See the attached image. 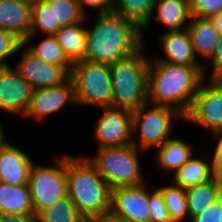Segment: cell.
<instances>
[{
	"label": "cell",
	"mask_w": 222,
	"mask_h": 222,
	"mask_svg": "<svg viewBox=\"0 0 222 222\" xmlns=\"http://www.w3.org/2000/svg\"><path fill=\"white\" fill-rule=\"evenodd\" d=\"M70 77L76 104L96 107L112 106L110 65L82 60L73 64Z\"/></svg>",
	"instance_id": "7"
},
{
	"label": "cell",
	"mask_w": 222,
	"mask_h": 222,
	"mask_svg": "<svg viewBox=\"0 0 222 222\" xmlns=\"http://www.w3.org/2000/svg\"><path fill=\"white\" fill-rule=\"evenodd\" d=\"M34 216L55 204L68 194L66 154H62L54 166L32 163L28 181Z\"/></svg>",
	"instance_id": "8"
},
{
	"label": "cell",
	"mask_w": 222,
	"mask_h": 222,
	"mask_svg": "<svg viewBox=\"0 0 222 222\" xmlns=\"http://www.w3.org/2000/svg\"><path fill=\"white\" fill-rule=\"evenodd\" d=\"M146 184L111 189L110 215L125 222H151Z\"/></svg>",
	"instance_id": "10"
},
{
	"label": "cell",
	"mask_w": 222,
	"mask_h": 222,
	"mask_svg": "<svg viewBox=\"0 0 222 222\" xmlns=\"http://www.w3.org/2000/svg\"><path fill=\"white\" fill-rule=\"evenodd\" d=\"M3 127L2 125H0V145L5 141V135H4V131H3Z\"/></svg>",
	"instance_id": "41"
},
{
	"label": "cell",
	"mask_w": 222,
	"mask_h": 222,
	"mask_svg": "<svg viewBox=\"0 0 222 222\" xmlns=\"http://www.w3.org/2000/svg\"><path fill=\"white\" fill-rule=\"evenodd\" d=\"M163 196L172 222H181L188 216L186 191L175 185L158 188Z\"/></svg>",
	"instance_id": "30"
},
{
	"label": "cell",
	"mask_w": 222,
	"mask_h": 222,
	"mask_svg": "<svg viewBox=\"0 0 222 222\" xmlns=\"http://www.w3.org/2000/svg\"><path fill=\"white\" fill-rule=\"evenodd\" d=\"M219 34H222V11L209 18Z\"/></svg>",
	"instance_id": "39"
},
{
	"label": "cell",
	"mask_w": 222,
	"mask_h": 222,
	"mask_svg": "<svg viewBox=\"0 0 222 222\" xmlns=\"http://www.w3.org/2000/svg\"><path fill=\"white\" fill-rule=\"evenodd\" d=\"M39 31L45 35L55 34L54 4H49L46 0H32L30 35L22 44H29L32 37H35Z\"/></svg>",
	"instance_id": "26"
},
{
	"label": "cell",
	"mask_w": 222,
	"mask_h": 222,
	"mask_svg": "<svg viewBox=\"0 0 222 222\" xmlns=\"http://www.w3.org/2000/svg\"><path fill=\"white\" fill-rule=\"evenodd\" d=\"M31 157L20 148L5 141L0 145V174L10 185L28 184L32 166Z\"/></svg>",
	"instance_id": "16"
},
{
	"label": "cell",
	"mask_w": 222,
	"mask_h": 222,
	"mask_svg": "<svg viewBox=\"0 0 222 222\" xmlns=\"http://www.w3.org/2000/svg\"><path fill=\"white\" fill-rule=\"evenodd\" d=\"M32 0L0 1V28L13 33L22 42L30 35Z\"/></svg>",
	"instance_id": "17"
},
{
	"label": "cell",
	"mask_w": 222,
	"mask_h": 222,
	"mask_svg": "<svg viewBox=\"0 0 222 222\" xmlns=\"http://www.w3.org/2000/svg\"><path fill=\"white\" fill-rule=\"evenodd\" d=\"M188 218L197 216L222 195V182L211 180L185 189Z\"/></svg>",
	"instance_id": "23"
},
{
	"label": "cell",
	"mask_w": 222,
	"mask_h": 222,
	"mask_svg": "<svg viewBox=\"0 0 222 222\" xmlns=\"http://www.w3.org/2000/svg\"><path fill=\"white\" fill-rule=\"evenodd\" d=\"M22 49V41L13 33L0 28V68L9 67L7 59Z\"/></svg>",
	"instance_id": "31"
},
{
	"label": "cell",
	"mask_w": 222,
	"mask_h": 222,
	"mask_svg": "<svg viewBox=\"0 0 222 222\" xmlns=\"http://www.w3.org/2000/svg\"><path fill=\"white\" fill-rule=\"evenodd\" d=\"M153 17L166 27L167 32L181 31L187 27L188 19H191L189 0H157L151 19Z\"/></svg>",
	"instance_id": "18"
},
{
	"label": "cell",
	"mask_w": 222,
	"mask_h": 222,
	"mask_svg": "<svg viewBox=\"0 0 222 222\" xmlns=\"http://www.w3.org/2000/svg\"><path fill=\"white\" fill-rule=\"evenodd\" d=\"M3 183V178H2V176H1V174H0V185Z\"/></svg>",
	"instance_id": "43"
},
{
	"label": "cell",
	"mask_w": 222,
	"mask_h": 222,
	"mask_svg": "<svg viewBox=\"0 0 222 222\" xmlns=\"http://www.w3.org/2000/svg\"><path fill=\"white\" fill-rule=\"evenodd\" d=\"M187 30L194 52L208 60L218 43L219 33L209 18L193 17L189 20Z\"/></svg>",
	"instance_id": "19"
},
{
	"label": "cell",
	"mask_w": 222,
	"mask_h": 222,
	"mask_svg": "<svg viewBox=\"0 0 222 222\" xmlns=\"http://www.w3.org/2000/svg\"><path fill=\"white\" fill-rule=\"evenodd\" d=\"M92 29H87L85 60L113 64L126 59L145 44L141 29L114 12L97 14Z\"/></svg>",
	"instance_id": "2"
},
{
	"label": "cell",
	"mask_w": 222,
	"mask_h": 222,
	"mask_svg": "<svg viewBox=\"0 0 222 222\" xmlns=\"http://www.w3.org/2000/svg\"><path fill=\"white\" fill-rule=\"evenodd\" d=\"M221 197L211 203L197 216L191 217V222H221Z\"/></svg>",
	"instance_id": "34"
},
{
	"label": "cell",
	"mask_w": 222,
	"mask_h": 222,
	"mask_svg": "<svg viewBox=\"0 0 222 222\" xmlns=\"http://www.w3.org/2000/svg\"><path fill=\"white\" fill-rule=\"evenodd\" d=\"M81 11L86 15L85 5L98 10V14H105L112 12L113 0H77Z\"/></svg>",
	"instance_id": "37"
},
{
	"label": "cell",
	"mask_w": 222,
	"mask_h": 222,
	"mask_svg": "<svg viewBox=\"0 0 222 222\" xmlns=\"http://www.w3.org/2000/svg\"><path fill=\"white\" fill-rule=\"evenodd\" d=\"M25 46L43 62L61 66L70 75L73 64L66 57L54 35L45 36L38 45L29 44Z\"/></svg>",
	"instance_id": "27"
},
{
	"label": "cell",
	"mask_w": 222,
	"mask_h": 222,
	"mask_svg": "<svg viewBox=\"0 0 222 222\" xmlns=\"http://www.w3.org/2000/svg\"><path fill=\"white\" fill-rule=\"evenodd\" d=\"M66 172L68 196L86 222L110 215L111 188L87 156L66 154Z\"/></svg>",
	"instance_id": "3"
},
{
	"label": "cell",
	"mask_w": 222,
	"mask_h": 222,
	"mask_svg": "<svg viewBox=\"0 0 222 222\" xmlns=\"http://www.w3.org/2000/svg\"><path fill=\"white\" fill-rule=\"evenodd\" d=\"M33 88L14 67L0 68V109L25 117Z\"/></svg>",
	"instance_id": "12"
},
{
	"label": "cell",
	"mask_w": 222,
	"mask_h": 222,
	"mask_svg": "<svg viewBox=\"0 0 222 222\" xmlns=\"http://www.w3.org/2000/svg\"><path fill=\"white\" fill-rule=\"evenodd\" d=\"M203 69L204 66L150 61L147 103L174 108L185 117L205 79Z\"/></svg>",
	"instance_id": "1"
},
{
	"label": "cell",
	"mask_w": 222,
	"mask_h": 222,
	"mask_svg": "<svg viewBox=\"0 0 222 222\" xmlns=\"http://www.w3.org/2000/svg\"><path fill=\"white\" fill-rule=\"evenodd\" d=\"M145 45L132 56L110 64L112 107L136 110L147 103L150 56Z\"/></svg>",
	"instance_id": "4"
},
{
	"label": "cell",
	"mask_w": 222,
	"mask_h": 222,
	"mask_svg": "<svg viewBox=\"0 0 222 222\" xmlns=\"http://www.w3.org/2000/svg\"><path fill=\"white\" fill-rule=\"evenodd\" d=\"M37 222H86L68 194L36 216Z\"/></svg>",
	"instance_id": "28"
},
{
	"label": "cell",
	"mask_w": 222,
	"mask_h": 222,
	"mask_svg": "<svg viewBox=\"0 0 222 222\" xmlns=\"http://www.w3.org/2000/svg\"><path fill=\"white\" fill-rule=\"evenodd\" d=\"M205 78L197 91L194 102L184 117L213 134L222 131V79Z\"/></svg>",
	"instance_id": "9"
},
{
	"label": "cell",
	"mask_w": 222,
	"mask_h": 222,
	"mask_svg": "<svg viewBox=\"0 0 222 222\" xmlns=\"http://www.w3.org/2000/svg\"><path fill=\"white\" fill-rule=\"evenodd\" d=\"M95 127L98 148L125 146L132 143V111L119 107H103Z\"/></svg>",
	"instance_id": "11"
},
{
	"label": "cell",
	"mask_w": 222,
	"mask_h": 222,
	"mask_svg": "<svg viewBox=\"0 0 222 222\" xmlns=\"http://www.w3.org/2000/svg\"><path fill=\"white\" fill-rule=\"evenodd\" d=\"M173 185L187 189L213 178L211 162L201 158H191L175 173Z\"/></svg>",
	"instance_id": "25"
},
{
	"label": "cell",
	"mask_w": 222,
	"mask_h": 222,
	"mask_svg": "<svg viewBox=\"0 0 222 222\" xmlns=\"http://www.w3.org/2000/svg\"><path fill=\"white\" fill-rule=\"evenodd\" d=\"M138 152L140 150L130 143L125 146L101 147L94 157H87L109 187L114 189L144 183Z\"/></svg>",
	"instance_id": "5"
},
{
	"label": "cell",
	"mask_w": 222,
	"mask_h": 222,
	"mask_svg": "<svg viewBox=\"0 0 222 222\" xmlns=\"http://www.w3.org/2000/svg\"><path fill=\"white\" fill-rule=\"evenodd\" d=\"M89 222H125V221L119 220L111 215H107V216L92 219Z\"/></svg>",
	"instance_id": "40"
},
{
	"label": "cell",
	"mask_w": 222,
	"mask_h": 222,
	"mask_svg": "<svg viewBox=\"0 0 222 222\" xmlns=\"http://www.w3.org/2000/svg\"><path fill=\"white\" fill-rule=\"evenodd\" d=\"M175 119L184 121L185 118L176 109L168 106L149 103L141 105L132 111V144L143 151L160 147L170 138L172 122Z\"/></svg>",
	"instance_id": "6"
},
{
	"label": "cell",
	"mask_w": 222,
	"mask_h": 222,
	"mask_svg": "<svg viewBox=\"0 0 222 222\" xmlns=\"http://www.w3.org/2000/svg\"><path fill=\"white\" fill-rule=\"evenodd\" d=\"M191 146L181 138L167 139L156 151L155 164L176 172L192 158Z\"/></svg>",
	"instance_id": "22"
},
{
	"label": "cell",
	"mask_w": 222,
	"mask_h": 222,
	"mask_svg": "<svg viewBox=\"0 0 222 222\" xmlns=\"http://www.w3.org/2000/svg\"><path fill=\"white\" fill-rule=\"evenodd\" d=\"M66 104H76L74 84L70 76L56 86L33 90L25 117H34L39 121L59 112Z\"/></svg>",
	"instance_id": "13"
},
{
	"label": "cell",
	"mask_w": 222,
	"mask_h": 222,
	"mask_svg": "<svg viewBox=\"0 0 222 222\" xmlns=\"http://www.w3.org/2000/svg\"><path fill=\"white\" fill-rule=\"evenodd\" d=\"M0 213L34 216V207L28 184L0 185Z\"/></svg>",
	"instance_id": "20"
},
{
	"label": "cell",
	"mask_w": 222,
	"mask_h": 222,
	"mask_svg": "<svg viewBox=\"0 0 222 222\" xmlns=\"http://www.w3.org/2000/svg\"><path fill=\"white\" fill-rule=\"evenodd\" d=\"M208 60L212 64L209 79H222V34H219L218 43Z\"/></svg>",
	"instance_id": "35"
},
{
	"label": "cell",
	"mask_w": 222,
	"mask_h": 222,
	"mask_svg": "<svg viewBox=\"0 0 222 222\" xmlns=\"http://www.w3.org/2000/svg\"><path fill=\"white\" fill-rule=\"evenodd\" d=\"M193 17L210 18L222 11V0H189Z\"/></svg>",
	"instance_id": "32"
},
{
	"label": "cell",
	"mask_w": 222,
	"mask_h": 222,
	"mask_svg": "<svg viewBox=\"0 0 222 222\" xmlns=\"http://www.w3.org/2000/svg\"><path fill=\"white\" fill-rule=\"evenodd\" d=\"M218 138L214 154L211 159L213 177L222 182V131L214 133V138Z\"/></svg>",
	"instance_id": "36"
},
{
	"label": "cell",
	"mask_w": 222,
	"mask_h": 222,
	"mask_svg": "<svg viewBox=\"0 0 222 222\" xmlns=\"http://www.w3.org/2000/svg\"><path fill=\"white\" fill-rule=\"evenodd\" d=\"M0 222H37L36 216L0 213Z\"/></svg>",
	"instance_id": "38"
},
{
	"label": "cell",
	"mask_w": 222,
	"mask_h": 222,
	"mask_svg": "<svg viewBox=\"0 0 222 222\" xmlns=\"http://www.w3.org/2000/svg\"><path fill=\"white\" fill-rule=\"evenodd\" d=\"M49 4H54L55 33L62 26H68L85 22V15L77 0H46Z\"/></svg>",
	"instance_id": "29"
},
{
	"label": "cell",
	"mask_w": 222,
	"mask_h": 222,
	"mask_svg": "<svg viewBox=\"0 0 222 222\" xmlns=\"http://www.w3.org/2000/svg\"><path fill=\"white\" fill-rule=\"evenodd\" d=\"M221 205H222V195H221ZM221 222H222V207H221Z\"/></svg>",
	"instance_id": "42"
},
{
	"label": "cell",
	"mask_w": 222,
	"mask_h": 222,
	"mask_svg": "<svg viewBox=\"0 0 222 222\" xmlns=\"http://www.w3.org/2000/svg\"><path fill=\"white\" fill-rule=\"evenodd\" d=\"M83 23L62 26L54 34L72 64L85 59L87 30L84 28Z\"/></svg>",
	"instance_id": "21"
},
{
	"label": "cell",
	"mask_w": 222,
	"mask_h": 222,
	"mask_svg": "<svg viewBox=\"0 0 222 222\" xmlns=\"http://www.w3.org/2000/svg\"><path fill=\"white\" fill-rule=\"evenodd\" d=\"M157 0H113L112 12L134 22L141 32L148 28L151 22L154 6Z\"/></svg>",
	"instance_id": "24"
},
{
	"label": "cell",
	"mask_w": 222,
	"mask_h": 222,
	"mask_svg": "<svg viewBox=\"0 0 222 222\" xmlns=\"http://www.w3.org/2000/svg\"><path fill=\"white\" fill-rule=\"evenodd\" d=\"M149 206L151 210V222H172L164 202L162 192L156 188L150 191Z\"/></svg>",
	"instance_id": "33"
},
{
	"label": "cell",
	"mask_w": 222,
	"mask_h": 222,
	"mask_svg": "<svg viewBox=\"0 0 222 222\" xmlns=\"http://www.w3.org/2000/svg\"><path fill=\"white\" fill-rule=\"evenodd\" d=\"M160 42L165 53V58L159 56L150 58V61H164L171 64L204 66L203 75L206 78V67L198 62L187 28L181 31H166L160 36Z\"/></svg>",
	"instance_id": "15"
},
{
	"label": "cell",
	"mask_w": 222,
	"mask_h": 222,
	"mask_svg": "<svg viewBox=\"0 0 222 222\" xmlns=\"http://www.w3.org/2000/svg\"><path fill=\"white\" fill-rule=\"evenodd\" d=\"M21 58L15 68L31 85L33 90L56 86L70 75L58 65L43 62L22 44Z\"/></svg>",
	"instance_id": "14"
}]
</instances>
